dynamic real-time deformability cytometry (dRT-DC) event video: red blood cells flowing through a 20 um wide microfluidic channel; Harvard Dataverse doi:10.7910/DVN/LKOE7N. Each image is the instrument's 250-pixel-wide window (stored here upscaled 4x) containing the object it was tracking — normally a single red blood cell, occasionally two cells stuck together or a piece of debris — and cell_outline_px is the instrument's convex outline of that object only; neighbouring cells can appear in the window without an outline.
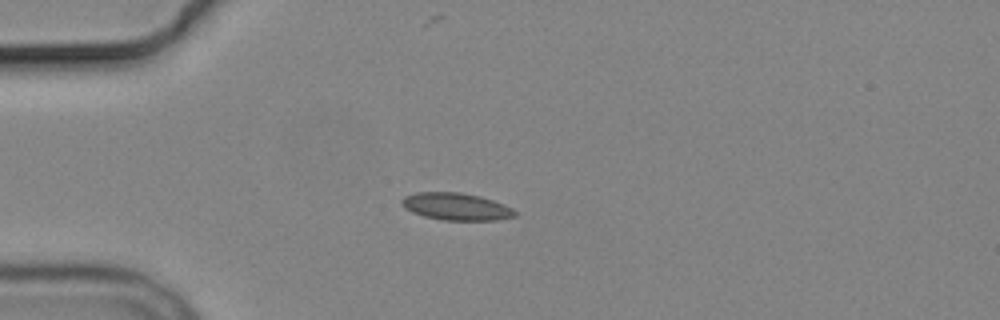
{"species": "common noctule bat (a hibernating species)", "species_latin": "Nyctalus noctula", "temperature_condition": "cold", "stored_images_in_passage": 1, "camera_frame_rate_fps": 3000, "um_per_image_px": 0.085, "animal": {"sex": "male", "body_mass_g": 19.2, "forearm_length_mm": 51.8}, "frame": {"image": 1, "passage_image": 1, "time_ms": 0.0, "image_size_px": [1000, 320], "cell_outline_px": [[516, 216], [496, 220], [444, 220], [424, 216], [412, 212], [404, 208], [400, 200], [404, 196], [416, 192], [460, 192], [480, 196], [504, 204], [512, 208], [516, 212]], "centroid_in_image_um": [38.76, 17.55], "position_along_channel_um": 46.2, "area_um2": 17.98}}